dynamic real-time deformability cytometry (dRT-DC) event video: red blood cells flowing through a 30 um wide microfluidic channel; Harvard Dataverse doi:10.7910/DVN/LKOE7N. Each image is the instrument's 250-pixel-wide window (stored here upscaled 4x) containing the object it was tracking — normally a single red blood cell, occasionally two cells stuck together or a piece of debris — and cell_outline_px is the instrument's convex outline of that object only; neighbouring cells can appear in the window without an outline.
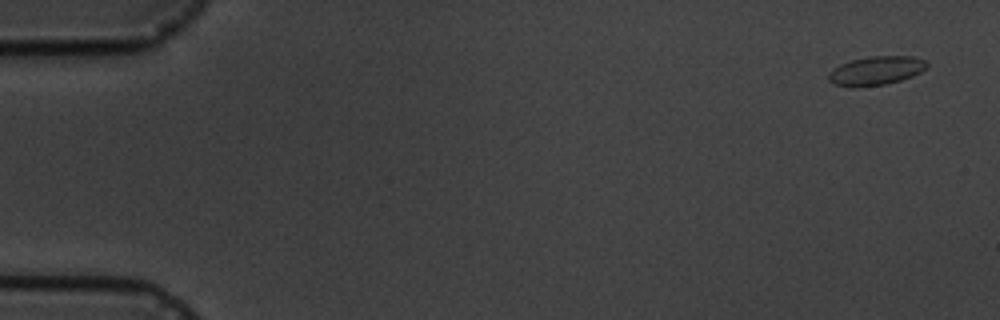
{"species": "common noctule bat (a hibernating species)", "species_latin": "Nyctalus noctula", "temperature_condition": "cold", "stored_images_in_passage": 6, "camera_frame_rate_fps": 3000, "um_per_image_px": 0.085, "animal": {"sex": "male", "body_mass_g": 19.5, "forearm_length_mm": 54.6}, "frame": {"image": 1, "passage_image": 1, "time_ms": 0.0, "image_size_px": [1000, 320], "cell_outline_px": [[928, 64], [920, 72], [912, 76], [900, 80], [884, 84], [856, 88], [852, 88], [832, 84], [828, 80], [828, 76], [840, 64], [852, 60], [868, 56], [912, 56], [924, 60]], "centroid_in_image_um": [74.43, 6.02], "position_along_channel_um": 10.6, "area_um2": 16.42}}
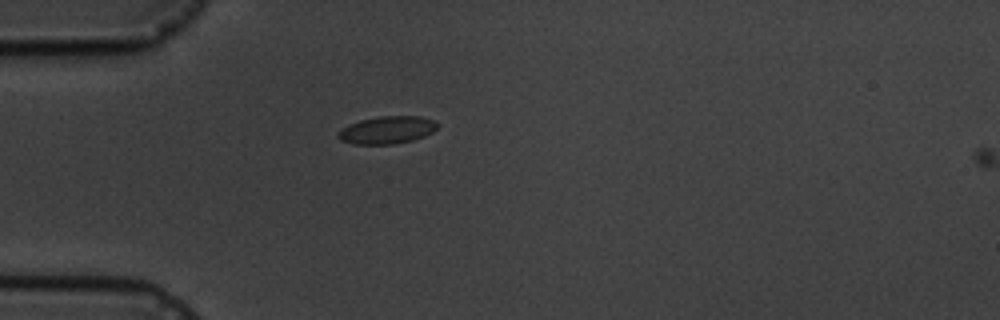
{"frame": {"image": 2, "passage_image": 5, "time_ms": 4.667, "image_size_px": [1000, 320], "cell_outline_px": [[440, 124], [432, 132], [424, 136], [412, 140], [392, 144], [352, 144], [340, 140], [336, 136], [336, 132], [360, 120], [380, 116], [420, 116], [436, 120]], "centroid_in_image_um": [32.92, 11.05], "position_along_channel_um": 52.1, "area_um2": 15.95}}